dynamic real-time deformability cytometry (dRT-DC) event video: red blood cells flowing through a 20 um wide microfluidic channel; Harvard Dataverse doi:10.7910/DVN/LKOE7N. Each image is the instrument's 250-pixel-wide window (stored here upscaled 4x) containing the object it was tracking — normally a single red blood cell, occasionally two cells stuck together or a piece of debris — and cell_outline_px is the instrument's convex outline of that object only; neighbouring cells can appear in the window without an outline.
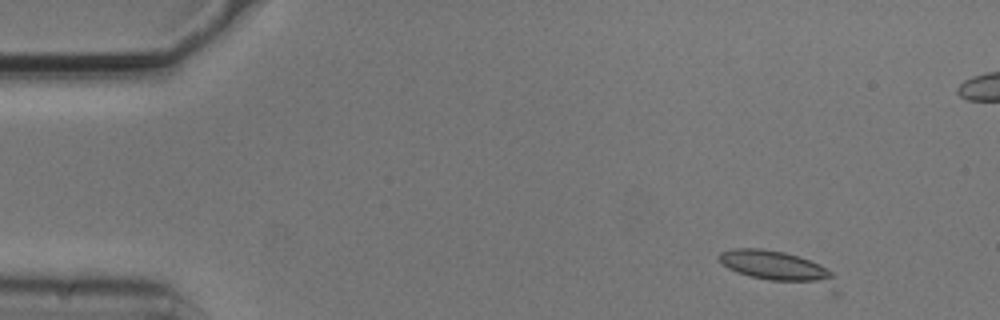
{"species": "common noctule bat (a hibernating species)", "species_latin": "Nyctalus noctula", "temperature_condition": "cold", "stored_images_in_passage": 5, "camera_frame_rate_fps": 3000, "um_per_image_px": 0.085, "animal": {"sex": "male", "body_mass_g": 20.5, "forearm_length_mm": 52.5}, "frame": {"image": 1, "passage_image": 1, "time_ms": 0.0, "image_size_px": [1000, 320], "cell_outline_px": [[840, 292], [836, 296], [832, 296], [736, 272], [728, 268], [716, 256], [720, 252], [732, 248], [760, 248], [784, 252], [820, 264], [832, 272]], "centroid_in_image_um": [66.37, 22.86], "position_along_channel_um": 18.6, "area_um2": 23.18}}
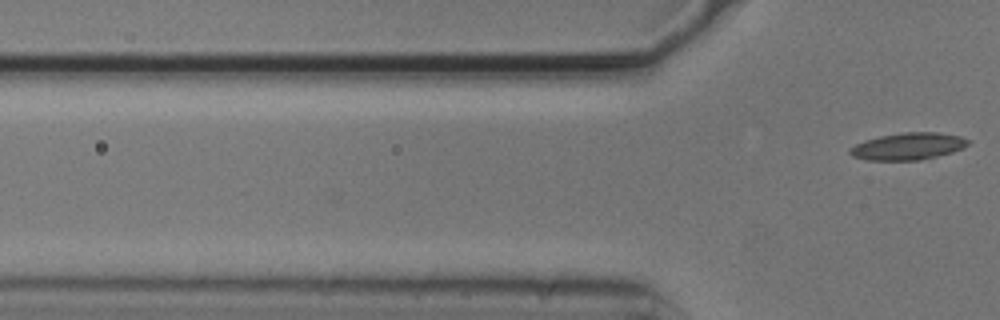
{"frame": {"image": 2, "passage_image": 5, "time_ms": 1.333, "image_size_px": [1000, 320], "cell_outline_px": [[968, 144], [964, 148], [952, 152], [936, 156], [916, 160], [864, 160], [852, 156], [848, 152], [848, 148], [864, 140], [880, 136], [904, 132], [936, 132], [960, 136], [968, 140]], "centroid_in_image_um": [77.14, 12.43], "position_along_channel_um": 48.7, "area_um2": 18.55}}